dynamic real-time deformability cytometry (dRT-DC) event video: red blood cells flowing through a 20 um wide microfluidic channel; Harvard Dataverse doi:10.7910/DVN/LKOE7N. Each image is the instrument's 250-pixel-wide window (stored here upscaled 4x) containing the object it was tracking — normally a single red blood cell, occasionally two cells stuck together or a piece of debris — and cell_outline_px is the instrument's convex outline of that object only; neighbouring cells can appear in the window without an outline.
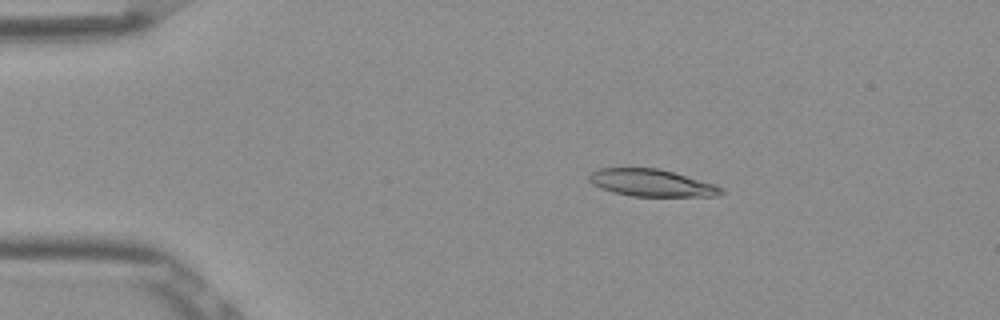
{"species": "Egyptian fruit bat (a non-hibernating species)", "species_latin": "Rousettus aegyptiacus", "temperature_condition": "room temperature", "stored_images_in_passage": 4, "camera_frame_rate_fps": 3000, "um_per_image_px": 0.085, "frame": {"image": 1, "passage_image": 2, "time_ms": 0.333, "image_size_px": [1000, 320], "cell_outline_px": [[724, 192], [720, 196], [632, 196], [612, 192], [600, 188], [592, 184], [588, 180], [588, 176], [596, 168], [660, 168], [716, 184], [724, 188]], "centroid_in_image_um": [55.4, 15.54], "position_along_channel_um": 29.6, "area_um2": 21.15}}